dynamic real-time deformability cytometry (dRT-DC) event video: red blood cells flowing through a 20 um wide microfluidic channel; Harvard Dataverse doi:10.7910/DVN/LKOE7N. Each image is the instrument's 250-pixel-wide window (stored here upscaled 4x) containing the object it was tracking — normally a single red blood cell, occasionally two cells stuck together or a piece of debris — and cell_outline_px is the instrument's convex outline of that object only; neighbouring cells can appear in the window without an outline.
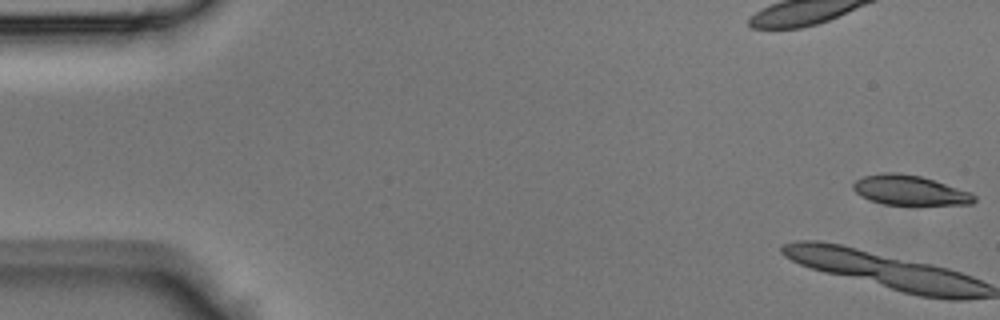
{"species": "Egyptian fruit bat (a non-hibernating species)", "species_latin": "Rousettus aegyptiacus", "temperature_condition": "room temperature", "stored_images_in_passage": 9, "camera_frame_rate_fps": 3000, "um_per_image_px": 0.085, "animal": {"sex": "male"}, "frame": {"image": 1, "passage_image": 1, "time_ms": 0.0, "image_size_px": [1000, 320], "cell_outline_px": [[976, 200], [972, 204], [884, 204], [868, 200], [860, 196], [852, 188], [852, 184], [856, 180], [864, 176], [884, 172], [896, 172], [920, 176], [972, 192], [976, 196]], "centroid_in_image_um": [77.3, 16.17], "position_along_channel_um": 7.7, "area_um2": 20.92}}